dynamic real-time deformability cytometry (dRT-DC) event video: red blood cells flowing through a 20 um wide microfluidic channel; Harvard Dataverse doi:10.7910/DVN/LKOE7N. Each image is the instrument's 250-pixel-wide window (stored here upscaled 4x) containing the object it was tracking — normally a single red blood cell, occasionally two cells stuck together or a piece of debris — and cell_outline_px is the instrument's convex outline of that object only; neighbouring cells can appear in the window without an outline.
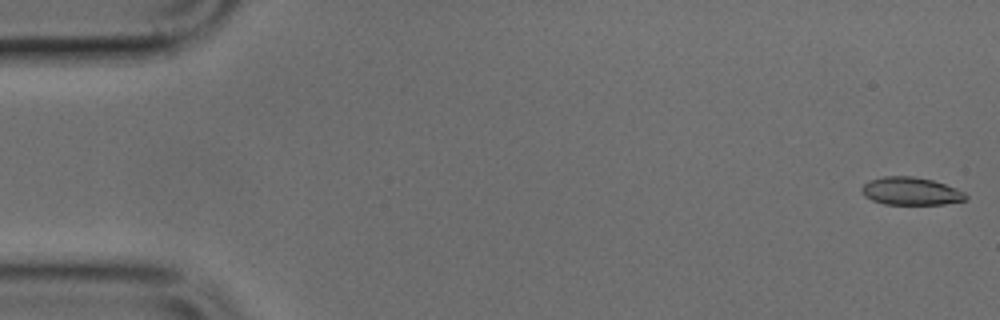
{"species": "common noctule bat (a hibernating species)", "species_latin": "Nyctalus noctula", "temperature_condition": "cold", "stored_images_in_passage": 4, "camera_frame_rate_fps": 3000, "um_per_image_px": 0.085, "animal": {"sex": "male", "body_mass_g": 17.9, "forearm_length_mm": 54.2}, "frame": {"image": 1, "passage_image": 1, "time_ms": 0.0, "image_size_px": [1000, 320], "cell_outline_px": [[968, 200], [944, 204], [884, 204], [872, 200], [864, 196], [860, 192], [860, 188], [868, 180], [884, 176], [912, 176], [932, 180], [956, 188], [964, 192], [968, 196]], "centroid_in_image_um": [77.4, 16.25], "position_along_channel_um": 7.6, "area_um2": 16.99}}
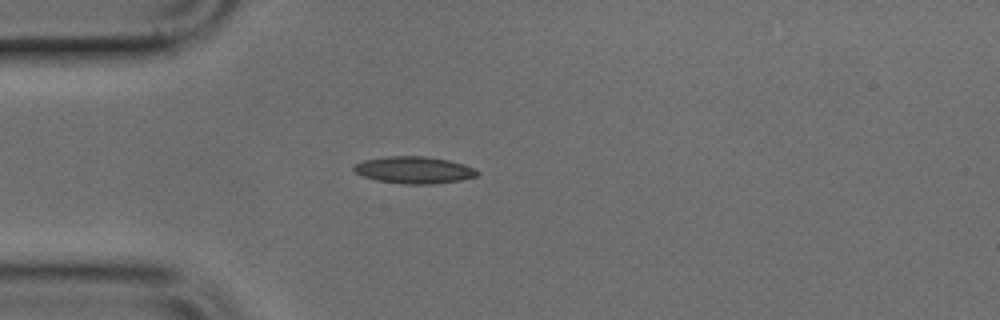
{"frame": {"image": 2, "passage_image": 4, "time_ms": 1.0, "image_size_px": [1000, 320], "cell_outline_px": [[480, 172], [476, 176], [460, 180], [432, 184], [404, 184], [376, 180], [364, 176], [356, 172], [352, 168], [356, 164], [364, 160], [384, 156], [424, 156], [448, 160], [464, 164]], "centroid_in_image_um": [35.19, 14.44], "position_along_channel_um": 49.8, "area_um2": 19.25}}